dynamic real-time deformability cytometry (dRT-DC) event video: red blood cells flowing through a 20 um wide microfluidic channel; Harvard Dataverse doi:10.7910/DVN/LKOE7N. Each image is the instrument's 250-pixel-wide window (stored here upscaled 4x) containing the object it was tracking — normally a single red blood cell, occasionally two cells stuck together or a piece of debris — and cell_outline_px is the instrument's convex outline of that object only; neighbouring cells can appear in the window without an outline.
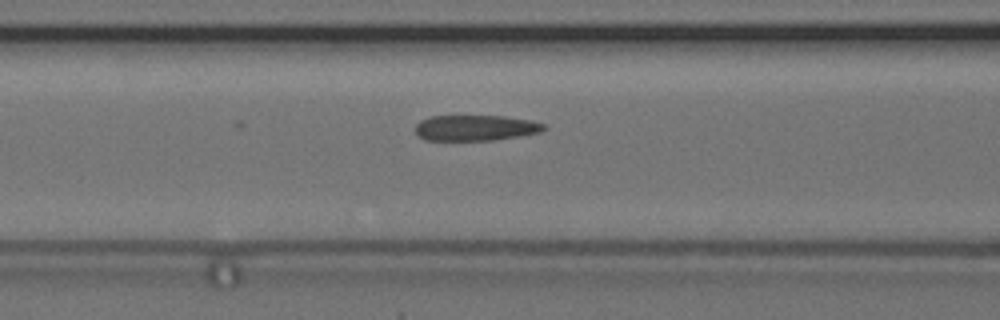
{"species": "common noctule bat (a hibernating species)", "species_latin": "Nyctalus noctula", "temperature_condition": "cold", "stored_images_in_passage": 7, "camera_frame_rate_fps": 3000, "um_per_image_px": 0.085, "animal": {"sex": "female", "body_mass_g": 24.6, "forearm_length_mm": 56.2}, "frame": {"image": 1, "passage_image": 7, "time_ms": 2.0, "image_size_px": [1000, 320], "cell_outline_px": [[548, 128], [540, 132], [492, 140], [424, 140], [416, 132], [416, 124], [420, 120], [432, 116], [504, 116], [532, 120], [544, 124]], "centroid_in_image_um": [40.42, 10.86], "position_along_channel_um": 126.2, "area_um2": 19.13}}